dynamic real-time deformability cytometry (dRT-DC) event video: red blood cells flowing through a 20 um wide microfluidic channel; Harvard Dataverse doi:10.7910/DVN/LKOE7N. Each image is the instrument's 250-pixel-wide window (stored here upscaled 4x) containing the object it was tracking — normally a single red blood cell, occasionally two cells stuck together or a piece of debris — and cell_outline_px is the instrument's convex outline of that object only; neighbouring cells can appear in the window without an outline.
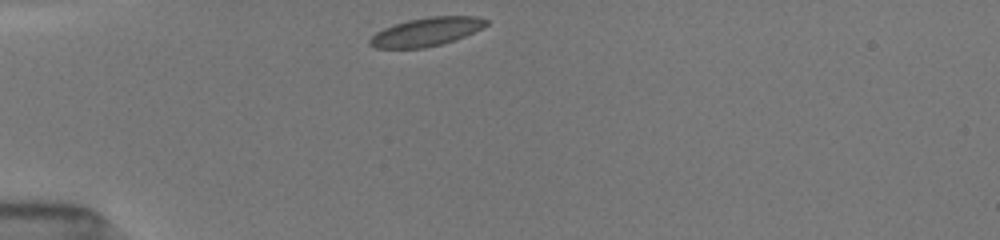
{"species": "common noctule bat (a hibernating species)", "species_latin": "Nyctalus noctula", "temperature_condition": "room temperature", "stored_images_in_passage": 16, "camera_frame_rate_fps": 3000, "um_per_image_px": 0.085, "animal": {"sex": "female", "body_mass_g": 19.5, "forearm_length_mm": 54.1}, "frame": {"image": 1, "passage_image": 1, "time_ms": 0.0, "image_size_px": [1000, 240], "cell_outline_px": [[488, 24], [464, 36], [440, 44], [424, 48], [376, 48], [368, 44], [368, 40], [376, 32], [384, 28], [408, 20], [428, 16], [476, 16], [488, 20]], "centroid_in_image_um": [36.2, 2.7], "position_along_channel_um": 48.8, "area_um2": 19.07}}
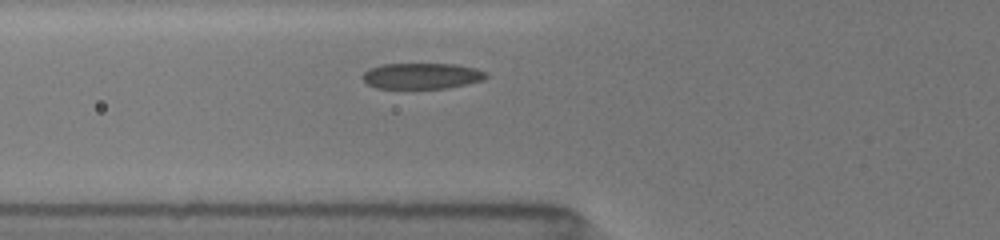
{"frame": {"image": 2, "passage_image": 12, "time_ms": 1.667, "image_size_px": [1000, 240], "cell_outline_px": [[488, 76], [484, 80], [448, 88], [376, 88], [368, 84], [360, 76], [368, 68], [384, 64], [456, 64], [476, 68], [484, 72]], "centroid_in_image_um": [35.84, 6.45], "position_along_channel_um": 90.0, "area_um2": 18.67}}